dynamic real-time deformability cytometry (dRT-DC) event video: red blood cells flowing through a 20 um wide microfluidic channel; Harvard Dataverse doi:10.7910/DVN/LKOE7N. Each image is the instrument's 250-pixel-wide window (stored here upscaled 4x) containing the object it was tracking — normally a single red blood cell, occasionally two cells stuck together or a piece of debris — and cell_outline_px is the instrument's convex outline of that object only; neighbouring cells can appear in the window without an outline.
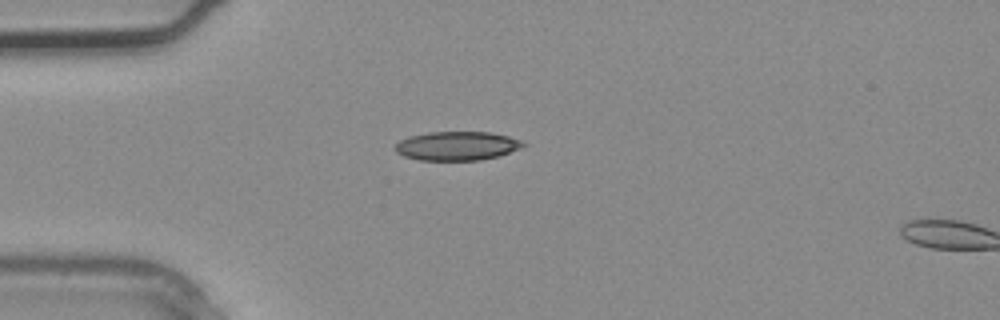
{"species": "common noctule bat (a hibernating species)", "species_latin": "Nyctalus noctula", "temperature_condition": "warm", "stored_images_in_passage": 4, "camera_frame_rate_fps": 3000, "um_per_image_px": 0.085, "animal": {"sex": "male", "body_mass_g": 20.4}, "frame": {"image": 1, "passage_image": 3, "time_ms": 0.667, "image_size_px": [1000, 320], "cell_outline_px": [[528, 144], [520, 148], [500, 156], [480, 160], [420, 160], [404, 156], [396, 152], [392, 148], [400, 140], [412, 136], [428, 132], [492, 132], [524, 140]], "centroid_in_image_um": [38.89, 12.4], "position_along_channel_um": 46.1, "area_um2": 21.73}}